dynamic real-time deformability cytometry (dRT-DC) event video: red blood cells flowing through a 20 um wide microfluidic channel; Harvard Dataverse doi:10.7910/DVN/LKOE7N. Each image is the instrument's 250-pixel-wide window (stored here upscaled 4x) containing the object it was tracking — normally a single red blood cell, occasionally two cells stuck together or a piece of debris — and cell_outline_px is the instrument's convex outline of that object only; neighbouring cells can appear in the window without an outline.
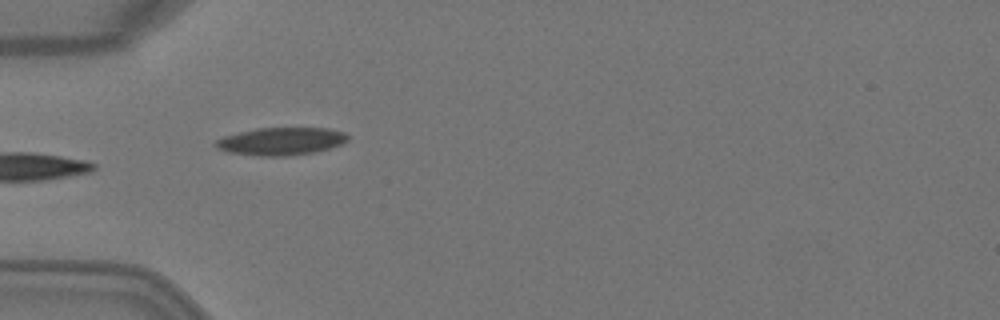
{"species": "Egyptian fruit bat (a non-hibernating species)", "species_latin": "Rousettus aegyptiacus", "temperature_condition": "warm", "stored_images_in_passage": 5, "camera_frame_rate_fps": 3000, "um_per_image_px": 0.085, "animal": {"sex": "female"}, "frame": {"image": 1, "passage_image": 4, "time_ms": 1.0, "image_size_px": [1000, 320], "cell_outline_px": [[348, 140], [344, 144], [312, 152], [288, 156], [256, 156], [228, 152], [216, 148], [212, 144], [216, 140], [224, 136], [256, 128], [328, 128], [344, 132], [348, 136]], "centroid_in_image_um": [23.87, 12.01], "position_along_channel_um": 61.1, "area_um2": 21.39}}